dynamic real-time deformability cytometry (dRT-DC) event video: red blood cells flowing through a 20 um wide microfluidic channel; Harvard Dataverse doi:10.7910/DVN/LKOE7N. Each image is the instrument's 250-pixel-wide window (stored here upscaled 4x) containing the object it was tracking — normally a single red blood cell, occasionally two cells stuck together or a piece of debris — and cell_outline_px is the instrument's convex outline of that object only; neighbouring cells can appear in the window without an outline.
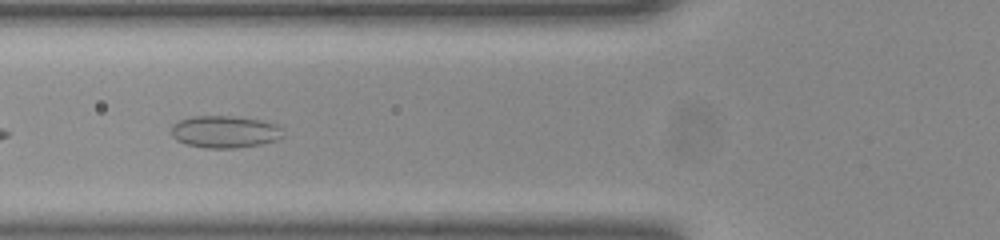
{"species": "common noctule bat (a hibernating species)", "species_latin": "Nyctalus noctula", "temperature_condition": "room temperature", "stored_images_in_passage": 51, "camera_frame_rate_fps": 3000, "um_per_image_px": 0.085, "animal": {"sex": "female", "body_mass_g": 23.0, "forearm_length_mm": 53.4}, "frame": {"image": 1, "passage_image": 19, "time_ms": 6.0, "image_size_px": [1000, 240], "cell_outline_px": [[284, 136], [276, 140], [260, 144], [236, 148], [204, 148], [188, 144], [176, 140], [172, 136], [172, 124], [180, 120], [192, 116], [232, 116], [260, 120], [276, 124], [280, 128]], "centroid_in_image_um": [19.09, 11.2], "position_along_channel_um": 106.7, "area_um2": 20.87}}
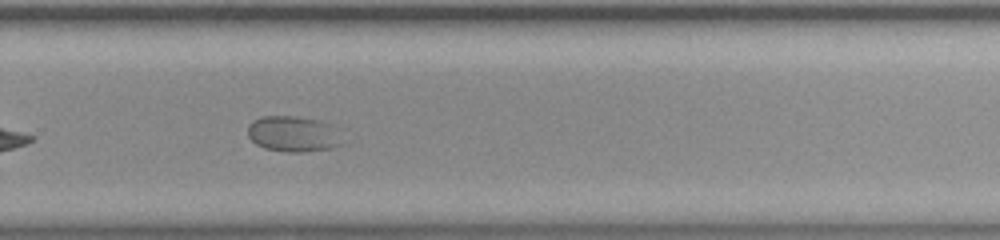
{"frame": {"image": 2, "passage_image": 34, "time_ms": 11.0, "image_size_px": [1000, 240], "cell_outline_px": [[344, 144], [332, 148], [300, 152], [288, 152], [264, 148], [256, 144], [248, 136], [248, 124], [252, 120], [260, 116], [296, 116], [316, 120], [332, 124]], "centroid_in_image_um": [24.9, 11.38], "position_along_channel_um": 304.9, "area_um2": 19.77}}
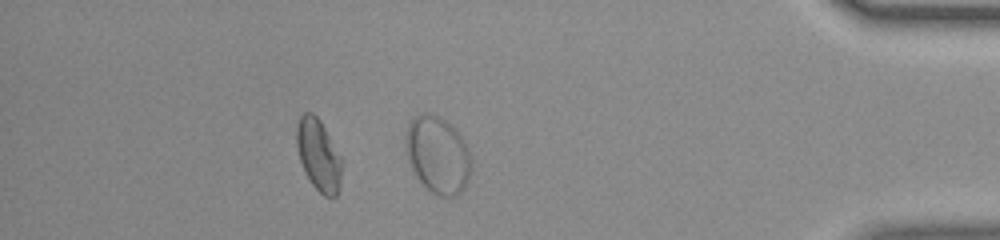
{"frame": {"image": 3, "passage_image": 44, "time_ms": 14.333, "image_size_px": [1000, 240], "cell_outline_px": [[472, 160], [468, 180], [464, 188], [456, 196], [440, 196], [432, 192], [416, 176], [404, 152], [404, 140], [408, 124], [412, 116], [420, 112], [432, 112], [440, 116], [456, 128], [464, 140], [472, 156]], "centroid_in_image_um": [37.19, 13.09], "position_along_channel_um": 398.0, "area_um2": 30.11}}